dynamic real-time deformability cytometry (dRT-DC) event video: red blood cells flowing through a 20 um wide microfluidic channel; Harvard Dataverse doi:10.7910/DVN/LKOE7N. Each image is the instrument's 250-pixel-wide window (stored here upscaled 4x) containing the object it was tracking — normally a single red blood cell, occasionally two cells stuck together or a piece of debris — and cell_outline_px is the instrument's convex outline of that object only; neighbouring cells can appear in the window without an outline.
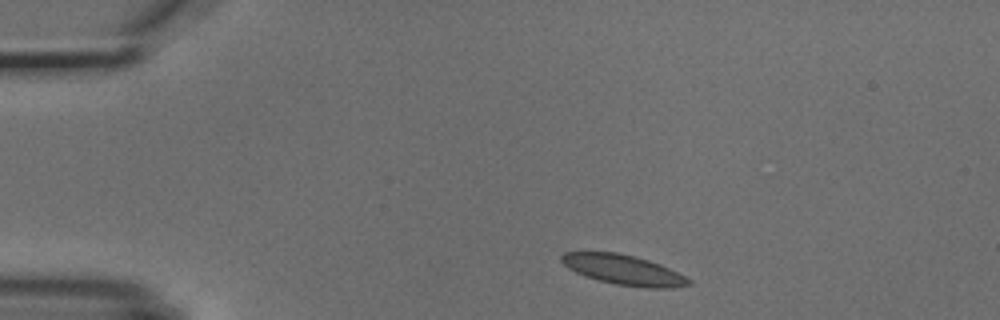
{"species": "common noctule bat (a hibernating species)", "species_latin": "Nyctalus noctula", "temperature_condition": "cold", "stored_images_in_passage": 9, "camera_frame_rate_fps": 3000, "um_per_image_px": 0.085, "animal": {"sex": "male", "body_mass_g": 18.8}, "frame": {"image": 1, "passage_image": 1, "time_ms": 0.0, "image_size_px": [1000, 320], "cell_outline_px": [[692, 284], [672, 288], [648, 288], [616, 284], [584, 276], [568, 268], [560, 260], [560, 256], [564, 252], [616, 252], [636, 256], [660, 264], [692, 280]], "centroid_in_image_um": [53.0, 22.93], "position_along_channel_um": 32.0, "area_um2": 22.14}}
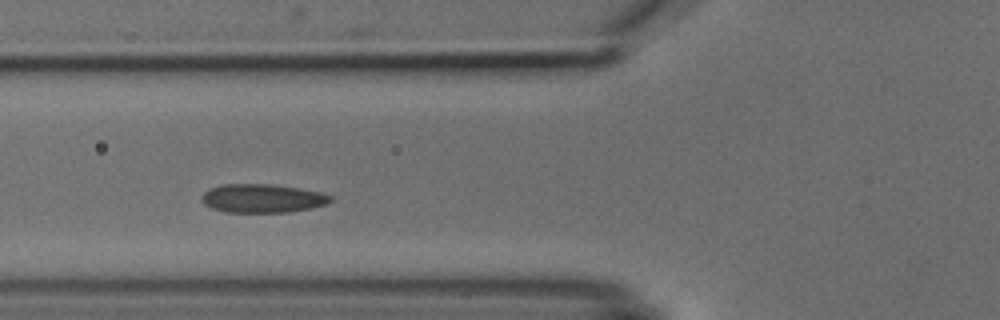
{"frame": {"image": 2, "passage_image": 4, "time_ms": 3.333, "image_size_px": [1000, 320], "cell_outline_px": [[332, 200], [328, 204], [312, 208], [288, 212], [224, 212], [212, 208], [204, 204], [200, 200], [200, 196], [208, 188], [224, 184], [272, 184], [320, 192], [332, 196]], "centroid_in_image_um": [22.27, 16.86], "position_along_channel_um": 103.5, "area_um2": 21.62}}
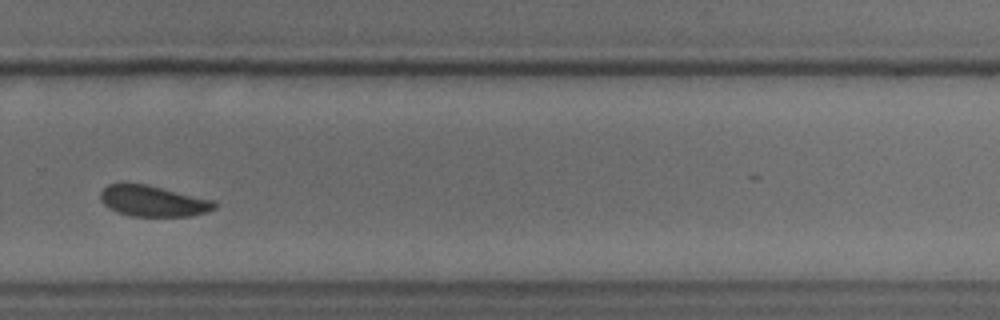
{"frame": {"image": 3, "passage_image": 9, "time_ms": 9.0, "image_size_px": [1000, 320], "cell_outline_px": [[216, 208], [208, 212], [192, 216], [132, 216], [108, 208], [100, 200], [100, 192], [108, 184], [144, 184], [216, 200]], "centroid_in_image_um": [13.05, 17.1], "position_along_channel_um": 316.7, "area_um2": 20.46}}